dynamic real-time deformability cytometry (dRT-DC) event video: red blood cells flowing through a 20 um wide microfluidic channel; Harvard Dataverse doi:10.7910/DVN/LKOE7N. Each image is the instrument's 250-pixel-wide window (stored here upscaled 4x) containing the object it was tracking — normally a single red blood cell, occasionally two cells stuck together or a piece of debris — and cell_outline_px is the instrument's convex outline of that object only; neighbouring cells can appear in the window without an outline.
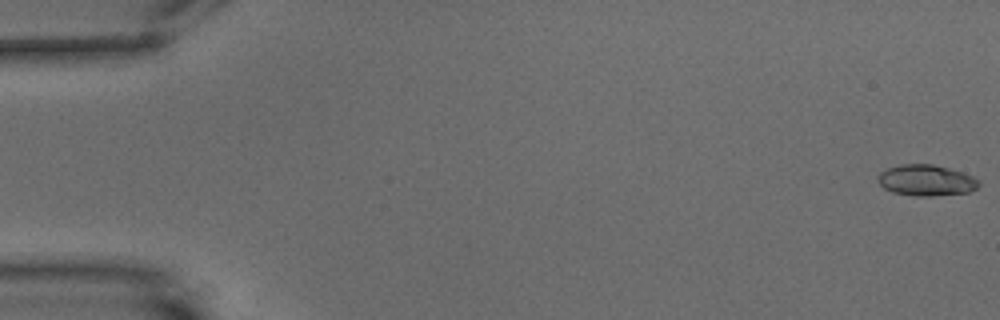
{"species": "common noctule bat (a hibernating species)", "species_latin": "Nyctalus noctula", "temperature_condition": "warm", "stored_images_in_passage": 17, "camera_frame_rate_fps": 3000, "um_per_image_px": 0.085, "animal": {"sex": "male", "body_mass_g": 15.6}, "frame": {"image": 1, "passage_image": 1, "time_ms": 0.0, "image_size_px": [1000, 320], "cell_outline_px": [[980, 184], [976, 188], [968, 192], [932, 196], [916, 196], [892, 192], [884, 188], [880, 184], [876, 176], [880, 172], [888, 168], [900, 164], [932, 164], [964, 172], [980, 180]], "centroid_in_image_um": [78.72, 15.32], "position_along_channel_um": 6.3, "area_um2": 18.32}}
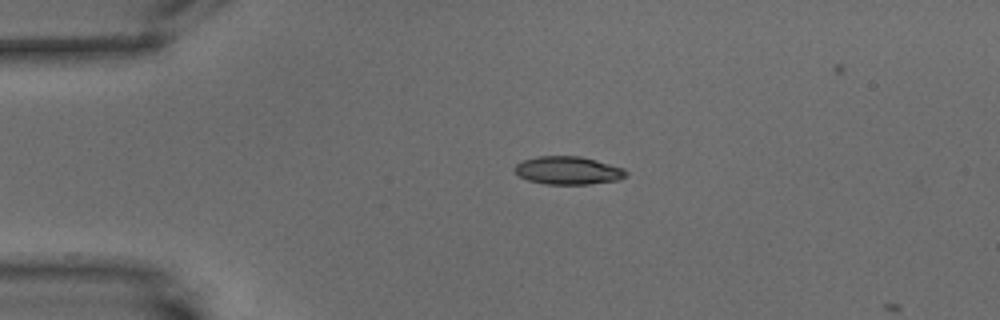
{"frame": {"image": 2, "passage_image": 14, "time_ms": 4.333, "image_size_px": [1000, 320], "cell_outline_px": [[628, 176], [620, 180], [588, 184], [544, 184], [528, 180], [520, 176], [512, 168], [516, 164], [524, 160], [536, 156], [580, 156], [596, 160], [624, 168], [628, 172]], "centroid_in_image_um": [48.31, 14.49], "position_along_channel_um": 36.7, "area_um2": 18.32}}